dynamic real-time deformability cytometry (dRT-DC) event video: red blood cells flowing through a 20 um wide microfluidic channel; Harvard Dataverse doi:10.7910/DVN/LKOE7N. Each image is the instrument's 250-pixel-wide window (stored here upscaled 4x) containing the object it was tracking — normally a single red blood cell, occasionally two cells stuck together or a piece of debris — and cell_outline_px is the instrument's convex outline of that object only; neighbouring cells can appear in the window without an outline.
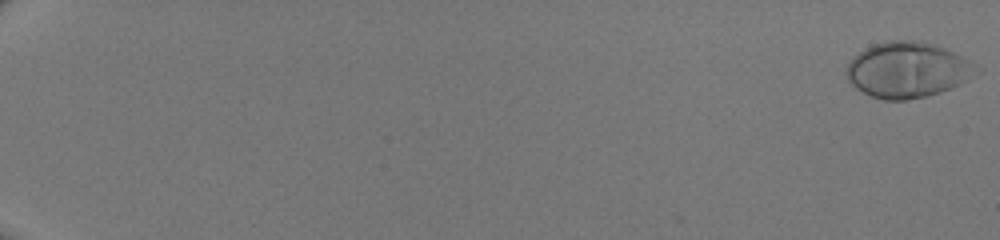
{"species": "human", "species_latin": "Homo sapiens", "temperature_condition": "room temperature", "stored_images_in_passage": 51, "camera_frame_rate_fps": 3000, "um_per_image_px": 0.085, "donor": {"sex": "male"}, "frame": {"image": 1, "passage_image": 1, "time_ms": 0.0, "image_size_px": [1000, 240], "cell_outline_px": [[964, 60], [960, 84], [952, 88], [940, 92], [908, 100], [884, 100], [872, 96], [856, 88], [848, 80], [848, 64], [860, 52], [872, 44], [888, 40], [920, 40], [952, 52], [960, 56]], "centroid_in_image_um": [76.91, 5.94], "position_along_channel_um": 8.1, "area_um2": 39.65}}
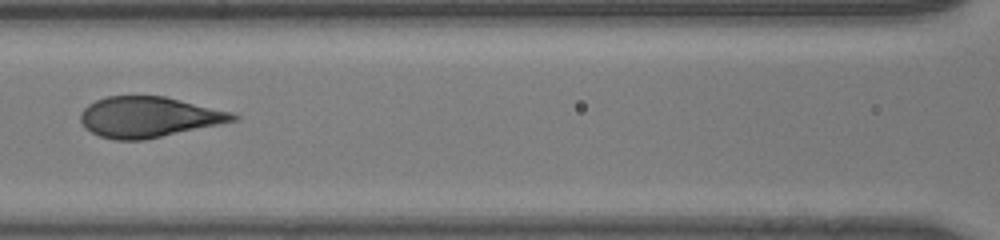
{"frame": {"image": 2, "passage_image": 28, "time_ms": 9.0, "image_size_px": [1000, 240], "cell_outline_px": [[240, 120], [144, 140], [116, 140], [100, 136], [84, 128], [80, 120], [80, 112], [88, 104], [96, 100], [108, 96], [164, 96], [232, 112], [240, 116]], "centroid_in_image_um": [12.64, 9.95], "position_along_channel_um": 154.0, "area_um2": 36.13}}
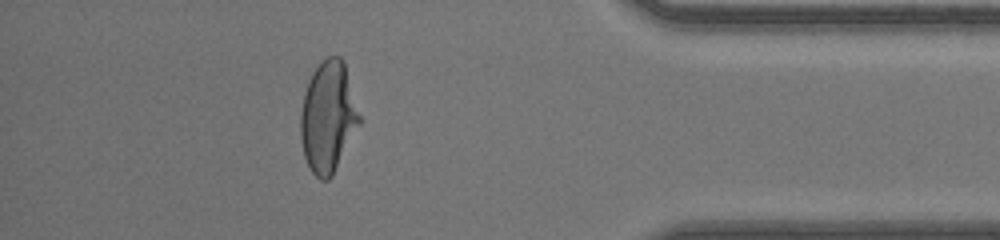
{"frame": {"image": 3, "passage_image": 47, "time_ms": 15.333, "image_size_px": [1000, 240], "cell_outline_px": [[360, 124], [332, 176], [328, 180], [320, 180], [312, 172], [304, 156], [300, 140], [300, 112], [304, 92], [308, 80], [312, 72], [320, 60], [328, 56], [340, 56], [344, 60], [360, 116]], "centroid_in_image_um": [27.87, 9.92], "position_along_channel_um": 407.3, "area_um2": 38.32}}